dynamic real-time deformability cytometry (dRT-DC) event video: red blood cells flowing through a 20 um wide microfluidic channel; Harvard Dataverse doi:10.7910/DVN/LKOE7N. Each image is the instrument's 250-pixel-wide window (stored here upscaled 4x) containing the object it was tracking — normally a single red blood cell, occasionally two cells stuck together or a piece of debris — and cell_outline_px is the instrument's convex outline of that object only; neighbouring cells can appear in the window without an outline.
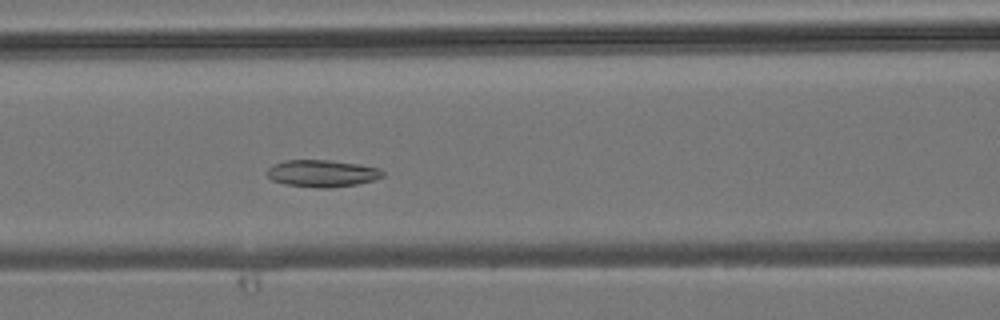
{"species": "common noctule bat (a hibernating species)", "species_latin": "Nyctalus noctula", "temperature_condition": "room temperature", "stored_images_in_passage": 41, "camera_frame_rate_fps": 3000, "um_per_image_px": 0.085, "animal": {"sex": "male", "body_mass_g": 19.2, "forearm_length_mm": 51.8}, "frame": {"image": 1, "passage_image": 15, "time_ms": 4.667, "image_size_px": [1000, 320], "cell_outline_px": [[384, 176], [376, 180], [356, 184], [328, 188], [320, 188], [284, 184], [272, 180], [264, 172], [272, 164], [284, 160], [332, 160], [360, 164], [380, 168], [384, 172]], "centroid_in_image_um": [27.38, 14.73], "position_along_channel_um": 139.2, "area_um2": 18.5}}
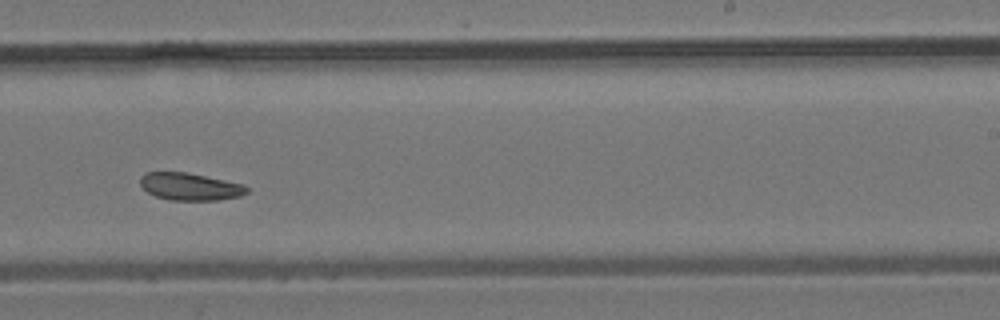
{"frame": {"image": 2, "passage_image": 24, "time_ms": 7.667, "image_size_px": [1000, 320], "cell_outline_px": [[248, 192], [240, 196], [216, 200], [172, 200], [156, 196], [148, 192], [140, 184], [140, 176], [144, 172], [188, 172], [244, 184], [248, 188]], "centroid_in_image_um": [16.15, 15.85], "position_along_channel_um": 272.8, "area_um2": 16.99}}
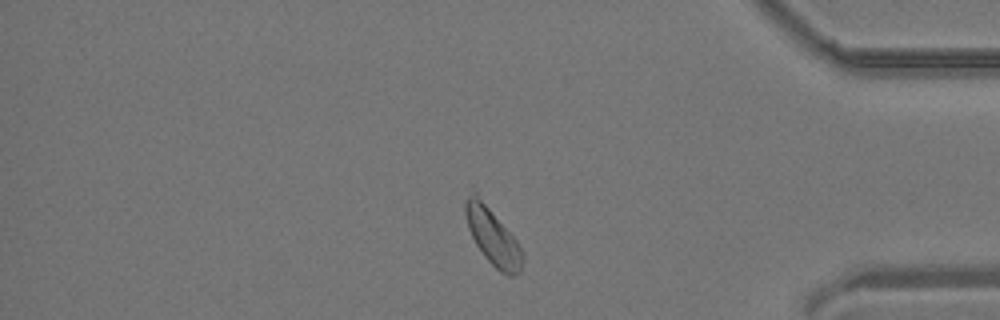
{"frame": {"image": 3, "passage_image": 34, "time_ms": 11.0, "image_size_px": [1000, 320], "cell_outline_px": [[524, 260], [520, 272], [516, 276], [508, 276], [500, 272], [484, 256], [476, 244], [468, 228], [464, 212], [464, 204], [472, 188], [476, 192], [516, 240], [524, 252]], "centroid_in_image_um": [41.89, 20.12], "position_along_channel_um": 393.3, "area_um2": 18.9}}